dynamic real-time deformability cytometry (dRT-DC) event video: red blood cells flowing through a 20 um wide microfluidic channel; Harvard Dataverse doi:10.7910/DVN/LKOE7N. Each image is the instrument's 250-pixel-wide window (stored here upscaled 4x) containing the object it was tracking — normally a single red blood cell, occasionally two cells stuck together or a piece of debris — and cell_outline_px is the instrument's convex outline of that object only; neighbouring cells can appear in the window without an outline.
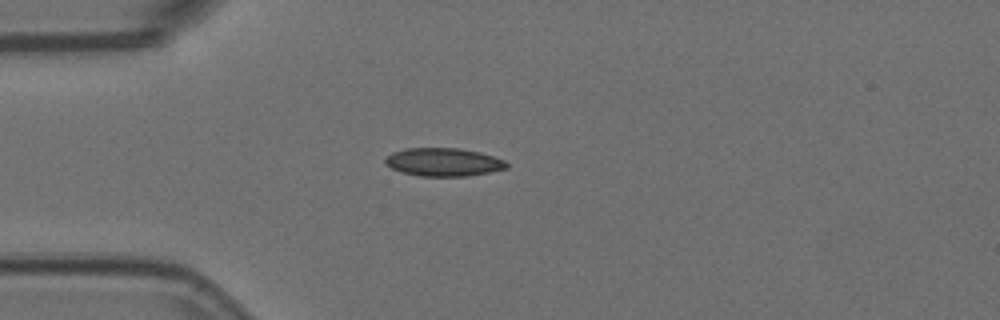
{"species": "Egyptian fruit bat (a non-hibernating species)", "species_latin": "Rousettus aegyptiacus", "temperature_condition": "room temperature", "stored_images_in_passage": 43, "camera_frame_rate_fps": 3000, "um_per_image_px": 0.085, "animal": {"sex": "female"}, "frame": {"image": 1, "passage_image": 1, "time_ms": 0.0, "image_size_px": [1000, 320], "cell_outline_px": [[508, 168], [468, 176], [420, 176], [400, 172], [384, 164], [384, 156], [392, 152], [404, 148], [460, 148], [480, 152], [504, 160], [508, 164]], "centroid_in_image_um": [37.64, 13.77], "position_along_channel_um": 47.4, "area_um2": 20.11}}
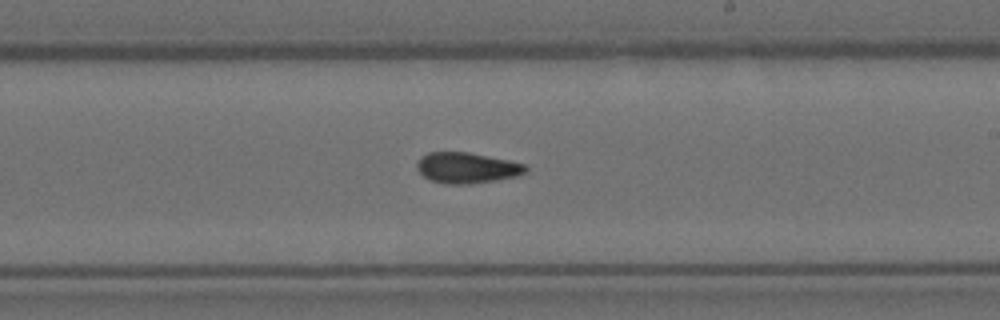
{"frame": {"image": 2, "passage_image": 19, "time_ms": 6.0, "image_size_px": [1000, 320], "cell_outline_px": [[528, 168], [524, 172], [516, 176], [496, 180], [472, 184], [444, 184], [432, 180], [424, 176], [416, 168], [416, 164], [420, 156], [428, 152], [468, 152], [508, 160], [524, 164]], "centroid_in_image_um": [39.64, 14.26], "position_along_channel_um": 249.4, "area_um2": 19.42}}
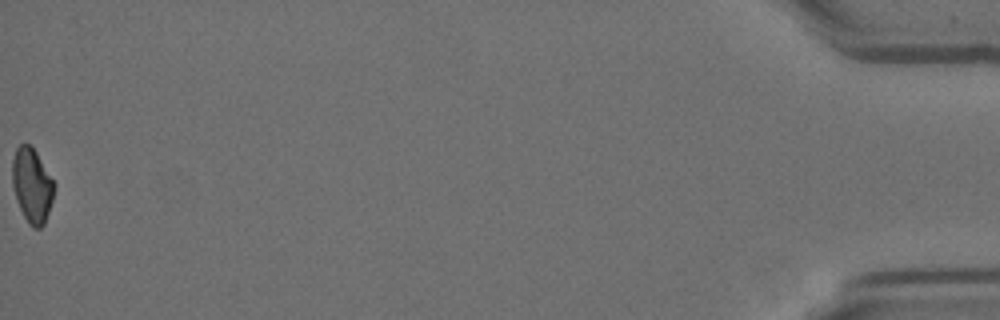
{"frame": {"image": 3, "passage_image": 43, "time_ms": 14.0, "image_size_px": [1000, 320], "cell_outline_px": [[56, 184], [52, 200], [44, 224], [40, 228], [32, 228], [28, 224], [20, 208], [12, 184], [12, 160], [16, 148], [20, 144], [28, 144], [36, 152]], "centroid_in_image_um": [2.72, 15.76], "position_along_channel_um": 432.5, "area_um2": 18.03}, "authors_computed_cell_mechanics": {"area_um2": 19.2474, "velocity_mm_per_s": 3.5843, "shape_relaxation_time_tau1_ms": null, "shape_relaxation_time_tau2_ms": 4.4513, "deformation_change_tau1": null, "deformation_change_tau2": 0.0851}}